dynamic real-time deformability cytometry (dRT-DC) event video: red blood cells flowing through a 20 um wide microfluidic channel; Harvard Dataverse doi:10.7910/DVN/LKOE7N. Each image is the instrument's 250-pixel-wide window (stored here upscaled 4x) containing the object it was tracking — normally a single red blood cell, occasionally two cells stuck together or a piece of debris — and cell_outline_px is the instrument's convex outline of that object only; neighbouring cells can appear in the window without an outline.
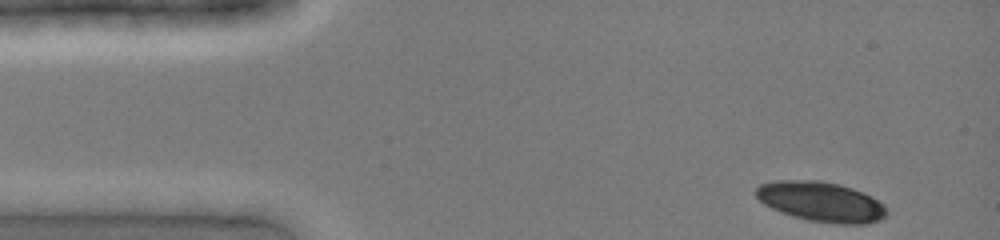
{"species": "common noctule bat (a hibernating species)", "species_latin": "Nyctalus noctula", "temperature_condition": "cold", "stored_images_in_passage": 32, "camera_frame_rate_fps": 3000, "um_per_image_px": 0.085, "animal": {"sex": "female", "body_mass_g": 19.0, "forearm_length_mm": 51.5}, "frame": {"image": 1, "passage_image": 1, "time_ms": 0.0, "image_size_px": [1000, 240], "cell_outline_px": [[888, 212], [880, 220], [868, 224], [840, 224], [808, 220], [792, 216], [780, 212], [764, 204], [756, 196], [756, 188], [760, 184], [776, 180], [820, 180], [840, 184], [864, 192], [884, 204]], "centroid_in_image_um": [69.81, 17.14], "position_along_channel_um": 15.2, "area_um2": 30.58}}